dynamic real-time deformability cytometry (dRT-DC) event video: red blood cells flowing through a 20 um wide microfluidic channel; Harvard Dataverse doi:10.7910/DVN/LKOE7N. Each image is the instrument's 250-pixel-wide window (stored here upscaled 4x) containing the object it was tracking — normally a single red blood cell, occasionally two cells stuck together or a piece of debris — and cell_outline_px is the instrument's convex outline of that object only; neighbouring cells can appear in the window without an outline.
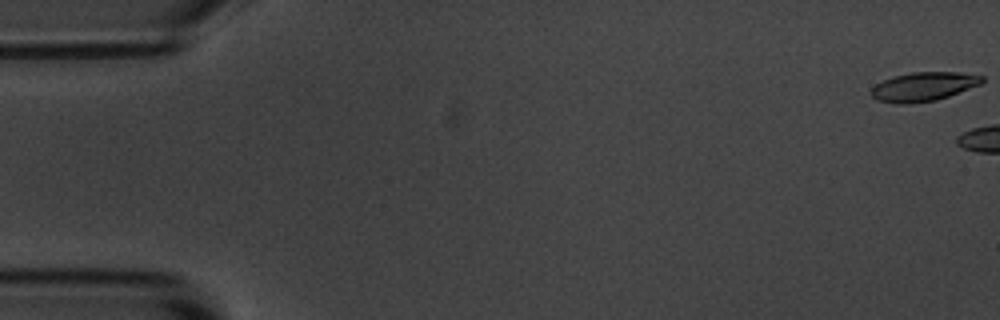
{"species": "common noctule bat (a hibernating species)", "species_latin": "Nyctalus noctula", "temperature_condition": "room temperature", "stored_images_in_passage": 5, "camera_frame_rate_fps": 3000, "um_per_image_px": 0.085, "animal": {"sex": "male", "body_mass_g": 20.1, "forearm_length_mm": 53.5}, "frame": {"image": 1, "passage_image": 1, "time_ms": 0.0, "image_size_px": [1000, 320], "cell_outline_px": [[984, 80], [980, 84], [948, 96], [936, 100], [904, 104], [896, 104], [876, 100], [868, 92], [876, 84], [892, 76], [912, 72], [960, 72], [984, 76]], "centroid_in_image_um": [78.46, 7.36], "position_along_channel_um": 6.5, "area_um2": 18.73}}